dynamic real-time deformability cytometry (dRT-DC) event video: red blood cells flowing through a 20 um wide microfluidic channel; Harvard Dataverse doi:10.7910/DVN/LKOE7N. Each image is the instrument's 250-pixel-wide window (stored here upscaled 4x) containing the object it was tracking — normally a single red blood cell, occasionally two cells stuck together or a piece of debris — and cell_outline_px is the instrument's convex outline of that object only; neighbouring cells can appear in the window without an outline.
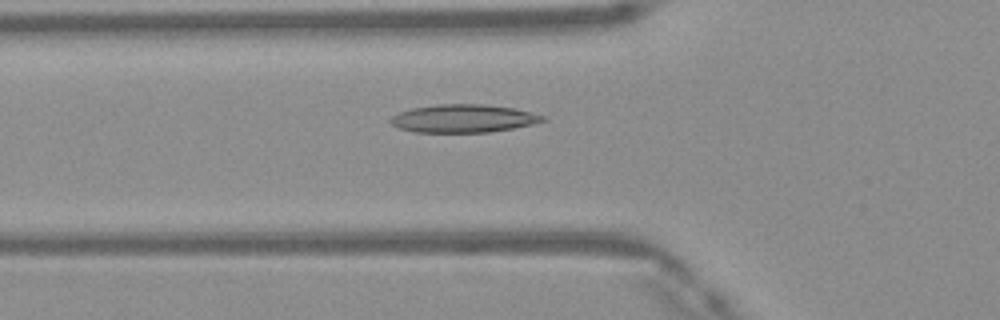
{"species": "Egyptian fruit bat (a non-hibernating species)", "species_latin": "Rousettus aegyptiacus", "temperature_condition": "warm", "stored_images_in_passage": 37, "camera_frame_rate_fps": 3000, "um_per_image_px": 0.085, "frame": {"image": 1, "passage_image": 6, "time_ms": 1.667, "image_size_px": [1000, 320], "cell_outline_px": [[548, 120], [532, 124], [512, 128], [488, 132], [412, 132], [396, 128], [388, 120], [392, 116], [400, 112], [412, 108], [436, 104], [484, 104], [512, 108], [532, 112], [548, 116]], "centroid_in_image_um": [39.39, 10.07], "position_along_channel_um": 86.4, "area_um2": 25.03}}
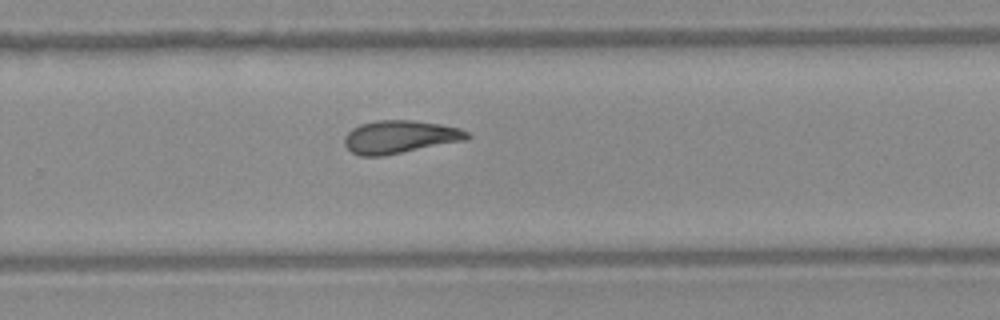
{"frame": {"image": 2, "passage_image": 21, "time_ms": 6.667, "image_size_px": [1000, 320], "cell_outline_px": [[472, 136], [468, 140], [384, 156], [360, 156], [352, 152], [344, 144], [344, 136], [352, 128], [360, 124], [376, 120], [412, 120], [440, 124], [460, 128], [468, 132]], "centroid_in_image_um": [34.01, 11.64], "position_along_channel_um": 295.8, "area_um2": 23.81}}
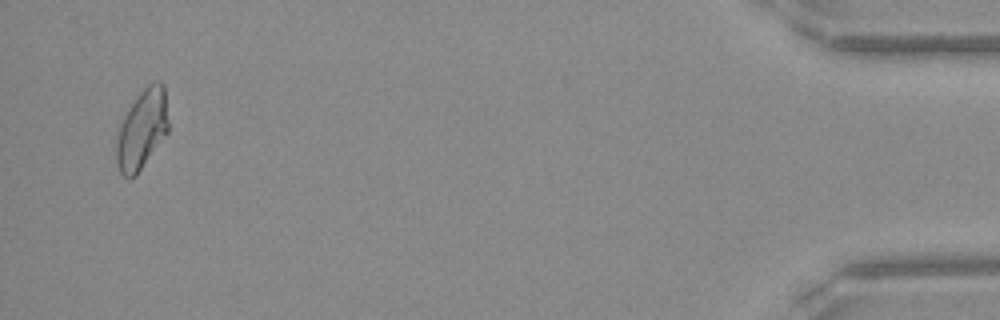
{"frame": {"image": 3, "passage_image": 36, "time_ms": 11.667, "image_size_px": [1000, 320], "cell_outline_px": [[168, 132], [136, 176], [128, 180], [120, 172], [116, 164], [116, 140], [120, 124], [124, 116], [136, 96], [148, 84], [156, 80], [160, 80], [164, 84], [168, 120]], "centroid_in_image_um": [12.06, 11.0], "position_along_channel_um": 423.1, "area_um2": 24.28}, "authors_computed_cell_mechanics": {"area_um2": 23.2934, "velocity_mm_per_s": 4.1738, "shape_relaxation_time_tau1_ms": null, "shape_relaxation_time_tau2_ms": 3.2851, "deformation_change_tau1": null, "deformation_change_tau2": 0.107}}